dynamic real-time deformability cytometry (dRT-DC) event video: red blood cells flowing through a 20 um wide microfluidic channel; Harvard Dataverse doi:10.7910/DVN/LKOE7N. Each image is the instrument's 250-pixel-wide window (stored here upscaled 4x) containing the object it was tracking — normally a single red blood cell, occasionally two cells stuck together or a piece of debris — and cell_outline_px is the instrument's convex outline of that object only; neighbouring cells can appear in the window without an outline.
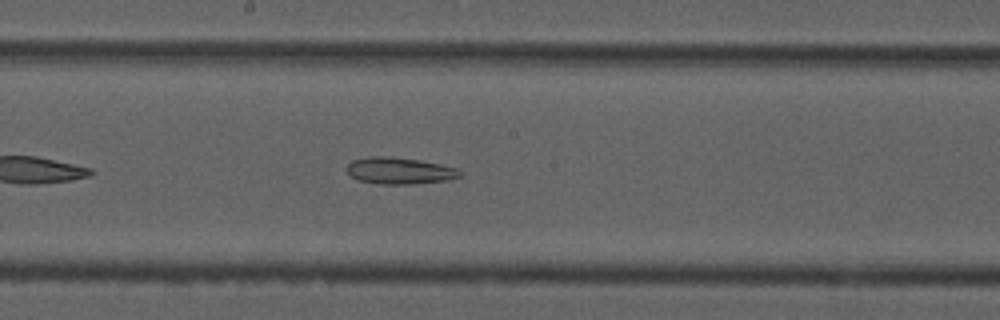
{"species": "common noctule bat (a hibernating species)", "species_latin": "Nyctalus noctula", "temperature_condition": "cold", "stored_images_in_passage": 33, "camera_frame_rate_fps": 3000, "um_per_image_px": 0.085, "animal": {"sex": "male", "forearm_length_mm": 52.5}, "frame": {"image": 1, "passage_image": 15, "time_ms": 4.667, "image_size_px": [1000, 320], "cell_outline_px": [[464, 176], [448, 180], [416, 184], [380, 184], [360, 180], [352, 176], [344, 168], [352, 160], [372, 156], [392, 156], [420, 160], [440, 164], [456, 168], [464, 172]], "centroid_in_image_um": [34.01, 14.51], "position_along_channel_um": 214.2, "area_um2": 17.8}}
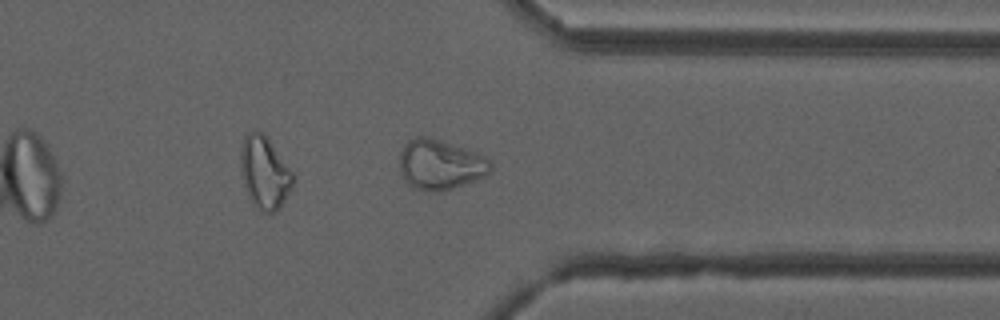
{"frame": {"image": 2, "passage_image": 28, "time_ms": 9.0, "image_size_px": [1000, 320], "cell_outline_px": [[492, 168], [484, 176], [464, 184], [452, 188], [436, 192], [428, 192], [412, 188], [404, 180], [400, 172], [400, 152], [404, 144], [408, 140], [416, 136], [428, 136], [476, 152], [484, 156], [492, 164]], "centroid_in_image_um": [37.37, 13.99], "position_along_channel_um": 374.0, "area_um2": 26.59}}